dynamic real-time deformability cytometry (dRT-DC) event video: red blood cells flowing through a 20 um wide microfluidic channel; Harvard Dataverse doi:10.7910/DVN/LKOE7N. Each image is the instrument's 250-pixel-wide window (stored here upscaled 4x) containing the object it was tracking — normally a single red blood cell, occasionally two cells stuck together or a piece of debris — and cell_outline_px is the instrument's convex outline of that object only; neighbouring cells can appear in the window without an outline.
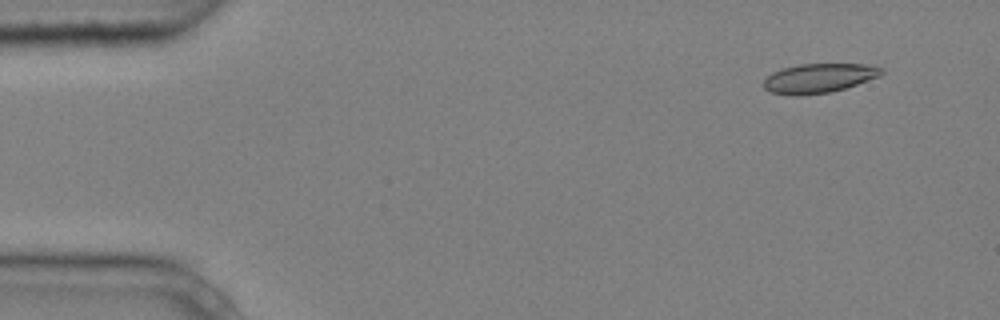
{"species": "common noctule bat (a hibernating species)", "species_latin": "Nyctalus noctula", "temperature_condition": "cold", "stored_images_in_passage": 4, "camera_frame_rate_fps": 3000, "um_per_image_px": 0.085, "animal": {"sex": "male", "body_mass_g": 20.4}, "frame": {"image": 1, "passage_image": 1, "time_ms": 0.0, "image_size_px": [1000, 320], "cell_outline_px": [[884, 72], [880, 76], [844, 88], [828, 92], [800, 96], [772, 92], [764, 88], [764, 80], [772, 72], [784, 68], [800, 64], [864, 64], [884, 68]], "centroid_in_image_um": [69.62, 6.64], "position_along_channel_um": 15.4, "area_um2": 19.88}}
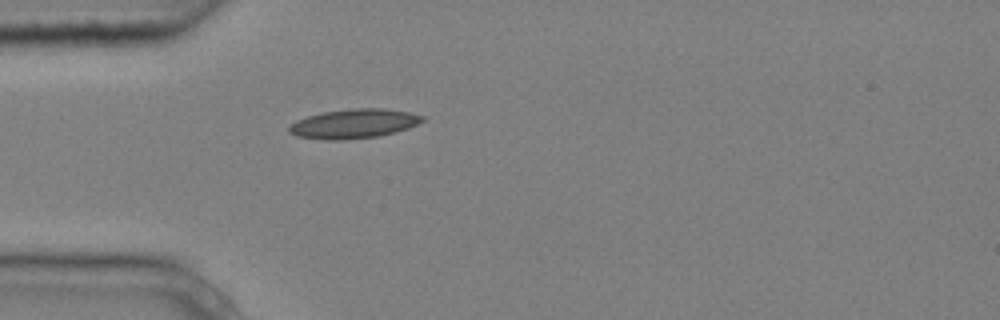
{"frame": {"image": 2, "passage_image": 4, "time_ms": 1.0, "image_size_px": [1000, 320], "cell_outline_px": [[424, 120], [408, 128], [396, 132], [380, 136], [340, 140], [324, 140], [296, 136], [288, 132], [288, 128], [296, 120], [308, 116], [324, 112], [352, 108], [384, 108], [408, 112], [424, 116]], "centroid_in_image_um": [30.07, 10.52], "position_along_channel_um": 54.9, "area_um2": 22.77}}